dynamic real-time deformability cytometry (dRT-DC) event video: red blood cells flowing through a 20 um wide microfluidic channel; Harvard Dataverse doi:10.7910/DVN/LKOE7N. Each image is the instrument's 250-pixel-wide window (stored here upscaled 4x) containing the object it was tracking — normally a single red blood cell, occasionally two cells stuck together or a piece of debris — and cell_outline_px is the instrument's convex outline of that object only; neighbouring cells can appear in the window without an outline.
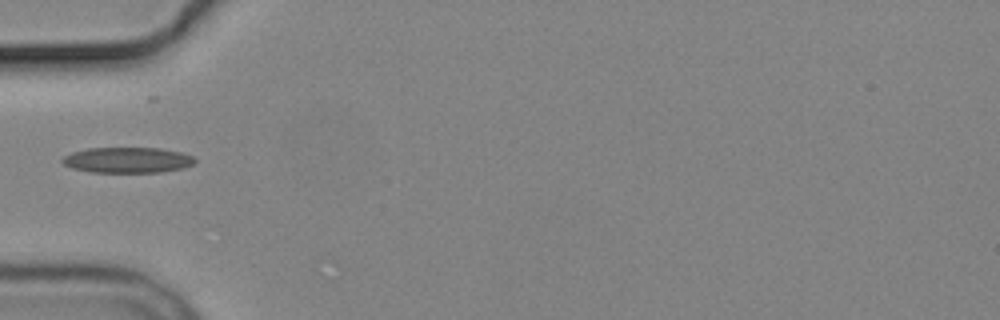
{"species": "common noctule bat (a hibernating species)", "species_latin": "Nyctalus noctula", "temperature_condition": "cold", "stored_images_in_passage": 5, "camera_frame_rate_fps": 3000, "um_per_image_px": 0.085, "animal": {"sex": "male", "body_mass_g": 19.2, "forearm_length_mm": 51.8}, "frame": {"image": 1, "passage_image": 5, "time_ms": 5.667, "image_size_px": [1000, 320], "cell_outline_px": [[196, 160], [192, 164], [184, 168], [160, 172], [88, 172], [72, 168], [64, 164], [60, 160], [64, 156], [72, 152], [88, 148], [160, 148], [180, 152], [192, 156]], "centroid_in_image_um": [10.81, 13.6], "position_along_channel_um": 74.2, "area_um2": 19.77}}